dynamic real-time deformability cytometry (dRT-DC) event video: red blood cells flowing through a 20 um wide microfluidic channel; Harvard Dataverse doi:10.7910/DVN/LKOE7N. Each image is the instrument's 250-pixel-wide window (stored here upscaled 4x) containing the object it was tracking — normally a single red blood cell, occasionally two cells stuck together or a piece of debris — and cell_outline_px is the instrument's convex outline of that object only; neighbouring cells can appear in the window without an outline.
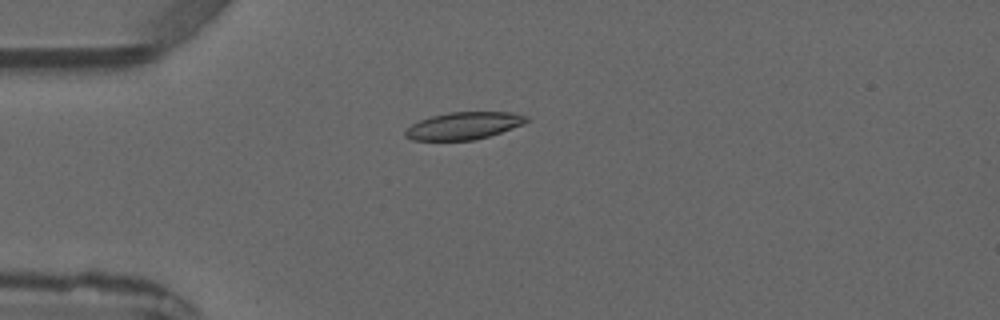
{"species": "common noctule bat (a hibernating species)", "species_latin": "Nyctalus noctula", "temperature_condition": "warm", "stored_images_in_passage": 4, "camera_frame_rate_fps": 3000, "um_per_image_px": 0.085, "animal": {"sex": "male", "forearm_length_mm": 52.5}, "frame": {"image": 1, "passage_image": 4, "time_ms": 3.667, "image_size_px": [1000, 320], "cell_outline_px": [[528, 120], [524, 124], [476, 140], [412, 140], [404, 136], [404, 132], [412, 124], [420, 120], [432, 116], [448, 112], [512, 112], [528, 116]], "centroid_in_image_um": [39.42, 10.68], "position_along_channel_um": 45.6, "area_um2": 19.19}}